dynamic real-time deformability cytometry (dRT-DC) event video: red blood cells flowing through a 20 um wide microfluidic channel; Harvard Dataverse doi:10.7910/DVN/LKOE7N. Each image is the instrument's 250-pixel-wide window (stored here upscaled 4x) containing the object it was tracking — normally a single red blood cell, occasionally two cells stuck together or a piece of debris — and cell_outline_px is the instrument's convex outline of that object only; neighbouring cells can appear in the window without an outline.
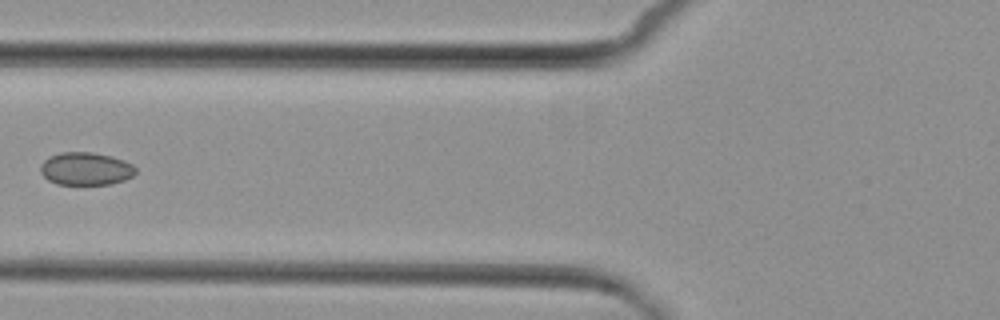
{"species": "common noctule bat (a hibernating species)", "species_latin": "Nyctalus noctula", "temperature_condition": "cold", "stored_images_in_passage": 6, "camera_frame_rate_fps": 3000, "um_per_image_px": 0.085, "animal": {"sex": "female", "body_mass_g": 29.2, "forearm_length_mm": 56.3}, "frame": {"image": 1, "passage_image": 5, "time_ms": 4.667, "image_size_px": [1000, 320], "cell_outline_px": [[136, 172], [132, 176], [124, 180], [112, 184], [56, 184], [48, 180], [40, 172], [40, 164], [44, 160], [60, 152], [92, 152], [112, 156], [124, 160], [132, 164], [136, 168]], "centroid_in_image_um": [7.3, 14.34], "position_along_channel_um": 118.5, "area_um2": 18.26}}
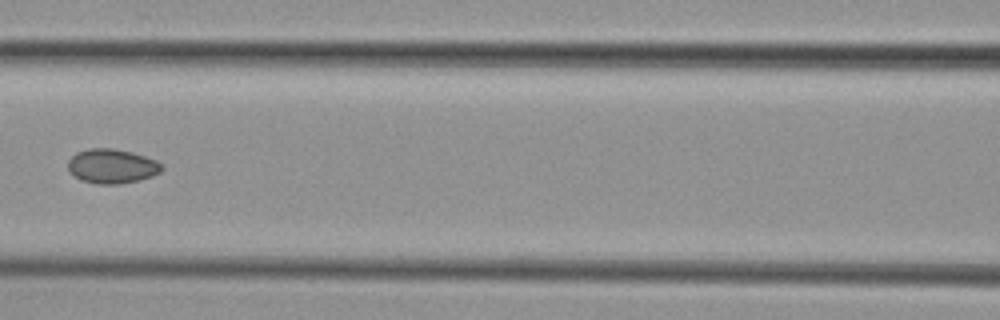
{"frame": {"image": 2, "passage_image": 6, "time_ms": 5.667, "image_size_px": [1000, 320], "cell_outline_px": [[164, 168], [160, 172], [152, 176], [120, 184], [96, 184], [80, 180], [68, 172], [68, 160], [76, 152], [88, 148], [112, 148], [132, 152], [156, 160]], "centroid_in_image_um": [9.47, 14.12], "position_along_channel_um": 157.1, "area_um2": 18.9}}